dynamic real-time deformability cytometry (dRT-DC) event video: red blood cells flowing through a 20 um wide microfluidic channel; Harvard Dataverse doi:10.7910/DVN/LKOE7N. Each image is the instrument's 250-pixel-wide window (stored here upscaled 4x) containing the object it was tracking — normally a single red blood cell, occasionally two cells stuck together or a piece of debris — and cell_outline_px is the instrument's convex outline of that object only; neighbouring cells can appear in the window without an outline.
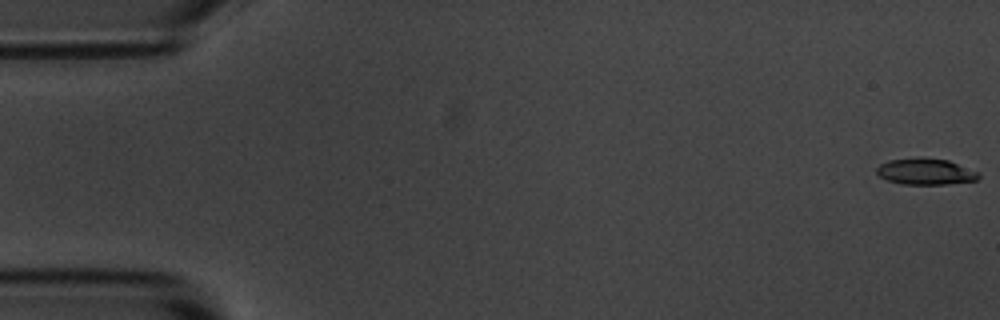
{"species": "common noctule bat (a hibernating species)", "species_latin": "Nyctalus noctula", "temperature_condition": "room temperature", "stored_images_in_passage": 5, "camera_frame_rate_fps": 3000, "um_per_image_px": 0.085, "animal": {"sex": "male", "body_mass_g": 20.1, "forearm_length_mm": 53.5}, "frame": {"image": 1, "passage_image": 1, "time_ms": 0.0, "image_size_px": [1000, 320], "cell_outline_px": [[980, 176], [976, 180], [948, 184], [904, 184], [888, 180], [880, 176], [876, 172], [876, 168], [880, 164], [888, 160], [920, 156], [948, 160], [980, 172]], "centroid_in_image_um": [78.68, 14.56], "position_along_channel_um": 6.3, "area_um2": 15.78}}
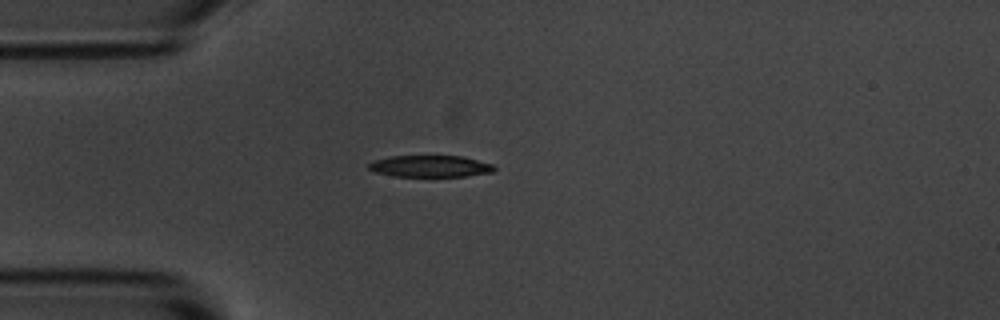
{"frame": {"image": 2, "passage_image": 5, "time_ms": 4.667, "image_size_px": [1000, 320], "cell_outline_px": [[496, 168], [492, 172], [464, 176], [392, 176], [376, 172], [368, 168], [368, 164], [372, 160], [392, 156], [460, 156], [492, 164]], "centroid_in_image_um": [36.52, 14.13], "position_along_channel_um": 48.5, "area_um2": 15.66}}